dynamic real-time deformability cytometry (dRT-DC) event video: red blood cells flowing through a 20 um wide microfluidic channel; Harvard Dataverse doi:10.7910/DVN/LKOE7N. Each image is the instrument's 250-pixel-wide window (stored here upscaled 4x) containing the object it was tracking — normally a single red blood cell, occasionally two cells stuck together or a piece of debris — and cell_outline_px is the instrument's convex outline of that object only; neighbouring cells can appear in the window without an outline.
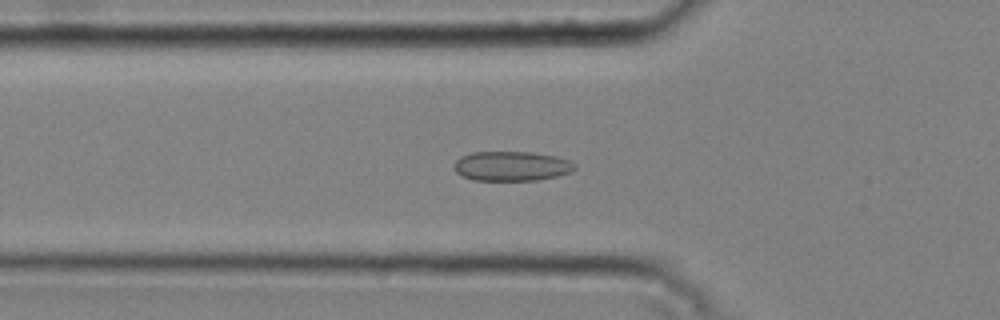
{"species": "common noctule bat (a hibernating species)", "species_latin": "Nyctalus noctula", "temperature_condition": "cold", "stored_images_in_passage": 36, "camera_frame_rate_fps": 3000, "um_per_image_px": 0.085, "animal": {"sex": "male", "body_mass_g": 20.4}, "frame": {"image": 1, "passage_image": 6, "time_ms": 1.667, "image_size_px": [1000, 320], "cell_outline_px": [[576, 168], [572, 172], [556, 176], [536, 180], [472, 180], [456, 172], [452, 168], [452, 164], [460, 156], [472, 152], [532, 152], [556, 156], [568, 160]], "centroid_in_image_um": [43.43, 14.11], "position_along_channel_um": 82.4, "area_um2": 20.87}}
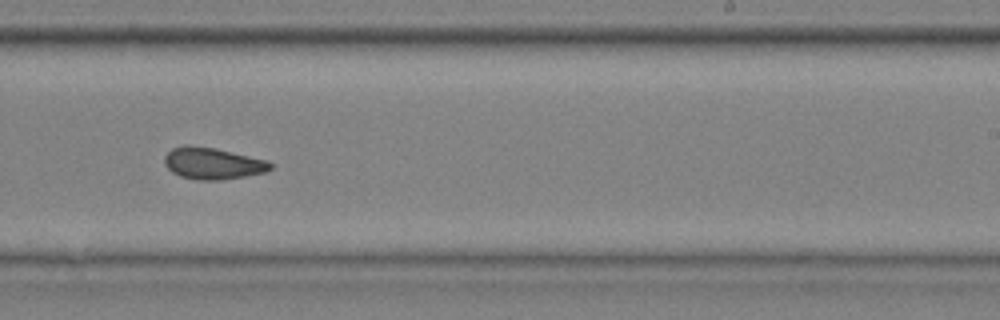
{"frame": {"image": 2, "passage_image": 21, "time_ms": 6.667, "image_size_px": [1000, 320], "cell_outline_px": [[272, 168], [264, 172], [224, 180], [196, 180], [180, 176], [172, 172], [164, 164], [164, 156], [172, 148], [184, 144], [192, 144], [216, 148], [268, 160], [272, 164]], "centroid_in_image_um": [18.05, 13.87], "position_along_channel_um": 271.0, "area_um2": 19.83}}
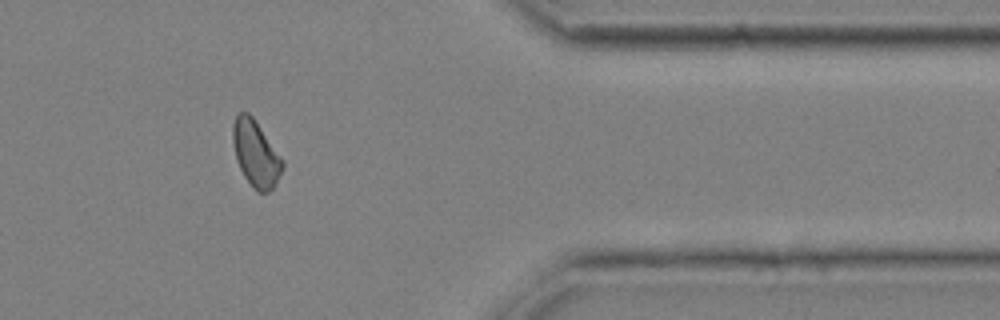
{"frame": {"image": 3, "passage_image": 32, "time_ms": 10.333, "image_size_px": [1000, 320], "cell_outline_px": [[284, 168], [272, 188], [268, 192], [260, 192], [252, 188], [244, 176], [236, 160], [232, 140], [232, 124], [236, 116], [240, 112], [248, 112], [252, 116], [284, 160]], "centroid_in_image_um": [21.73, 13.05], "position_along_channel_um": 389.7, "area_um2": 19.13}, "authors_computed_cell_mechanics": {"area_um2": 19.6809, "velocity_mm_per_s": 3.7718, "shape_relaxation_time_tau1_ms": 5.177, "shape_relaxation_time_tau2_ms": 1.766, "deformation_change_tau1": 0.0812, "deformation_change_tau2": 0.0656}}